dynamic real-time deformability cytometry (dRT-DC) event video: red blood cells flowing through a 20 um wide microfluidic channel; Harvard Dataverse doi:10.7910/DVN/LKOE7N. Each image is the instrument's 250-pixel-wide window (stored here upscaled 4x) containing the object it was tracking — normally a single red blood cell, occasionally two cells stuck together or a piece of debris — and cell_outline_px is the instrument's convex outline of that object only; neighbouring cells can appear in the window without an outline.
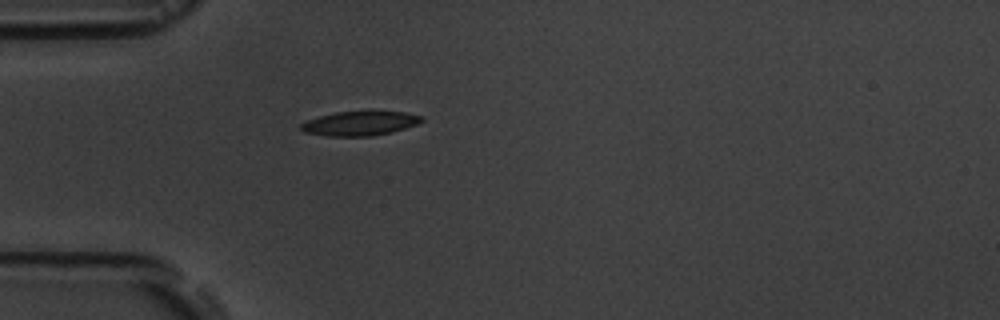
{"species": "common noctule bat (a hibernating species)", "species_latin": "Nyctalus noctula", "temperature_condition": "room temperature", "stored_images_in_passage": 1, "camera_frame_rate_fps": 3000, "um_per_image_px": 0.085, "animal": {"sex": "male", "body_mass_g": 19.5, "forearm_length_mm": 54.6}, "frame": {"image": 1, "passage_image": 1, "time_ms": 0.0, "image_size_px": [1000, 320], "cell_outline_px": [[424, 120], [416, 124], [392, 132], [372, 136], [324, 136], [304, 132], [300, 128], [300, 124], [308, 120], [320, 116], [336, 112], [404, 112], [424, 116]], "centroid_in_image_um": [30.58, 10.5], "position_along_channel_um": 54.4, "area_um2": 16.94}}